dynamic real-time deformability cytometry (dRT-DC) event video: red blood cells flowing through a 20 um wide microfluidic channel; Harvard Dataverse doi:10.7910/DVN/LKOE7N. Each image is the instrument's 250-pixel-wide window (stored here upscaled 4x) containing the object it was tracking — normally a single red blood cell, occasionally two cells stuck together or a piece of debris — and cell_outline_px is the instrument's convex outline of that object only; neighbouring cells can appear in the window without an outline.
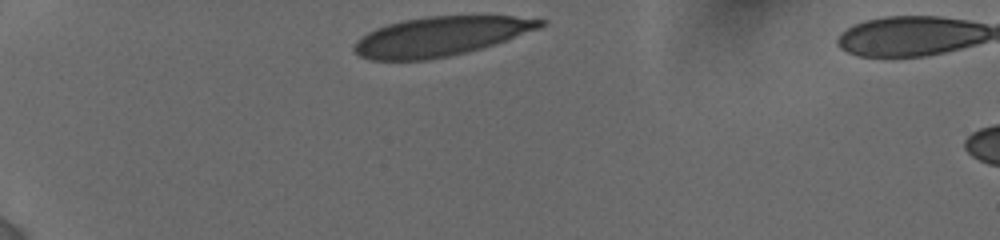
{"species": "human", "species_latin": "Homo sapiens", "temperature_condition": "cold", "stored_images_in_passage": 5, "camera_frame_rate_fps": 3000, "um_per_image_px": 0.085, "donor": {"sex": "female"}, "frame": {"image": 1, "passage_image": 1, "time_ms": 0.0, "image_size_px": [1000, 240], "cell_outline_px": [[548, 24], [540, 28], [480, 48], [448, 56], [428, 60], [372, 60], [360, 56], [352, 48], [352, 44], [360, 36], [376, 28], [388, 24], [404, 20], [428, 16], [512, 16], [548, 20]], "centroid_in_image_um": [37.41, 3.08], "position_along_channel_um": 47.6, "area_um2": 42.37}}
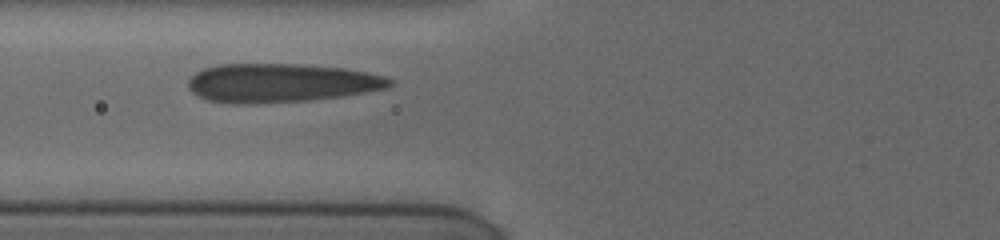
{"frame": {"image": 2, "passage_image": 4, "time_ms": 2.667, "image_size_px": [1000, 240], "cell_outline_px": [[392, 84], [388, 88], [344, 96], [308, 100], [240, 104], [236, 104], [208, 100], [192, 92], [188, 88], [188, 80], [196, 72], [204, 68], [220, 64], [300, 64], [344, 68], [368, 72], [384, 76], [392, 80]], "centroid_in_image_um": [23.89, 7.04], "position_along_channel_um": 101.9, "area_um2": 45.43}}